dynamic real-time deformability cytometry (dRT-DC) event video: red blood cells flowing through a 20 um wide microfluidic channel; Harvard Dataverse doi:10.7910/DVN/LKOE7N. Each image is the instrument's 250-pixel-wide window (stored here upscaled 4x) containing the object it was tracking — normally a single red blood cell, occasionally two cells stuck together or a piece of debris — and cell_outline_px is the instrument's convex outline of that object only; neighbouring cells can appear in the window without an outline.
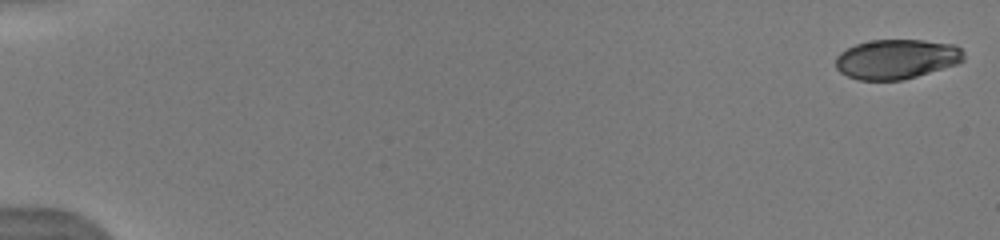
{"species": "human", "species_latin": "Homo sapiens", "temperature_condition": "warm", "stored_images_in_passage": 81, "camera_frame_rate_fps": 3000, "um_per_image_px": 0.085, "donor": {"sex": "male"}, "frame": {"image": 1, "passage_image": 1, "time_ms": 0.0, "image_size_px": [1000, 240], "cell_outline_px": [[964, 60], [956, 64], [904, 80], [860, 80], [848, 76], [840, 72], [836, 68], [836, 56], [840, 52], [856, 44], [872, 40], [924, 40], [952, 44], [960, 48], [964, 52]], "centroid_in_image_um": [76.2, 5.02], "position_along_channel_um": 8.8, "area_um2": 29.54}}
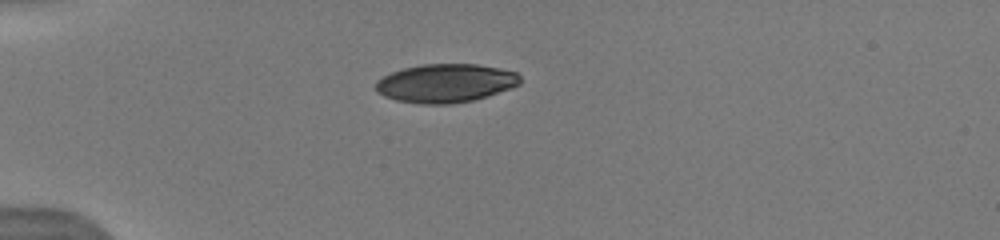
{"frame": {"image": 2, "passage_image": 29, "time_ms": 4.667, "image_size_px": [1000, 240], "cell_outline_px": [[520, 84], [512, 88], [488, 96], [472, 100], [448, 104], [420, 104], [396, 100], [384, 96], [376, 92], [376, 80], [392, 72], [404, 68], [420, 64], [476, 64], [500, 68], [516, 72], [520, 76]], "centroid_in_image_um": [37.88, 7.07], "position_along_channel_um": 47.1, "area_um2": 32.54}}
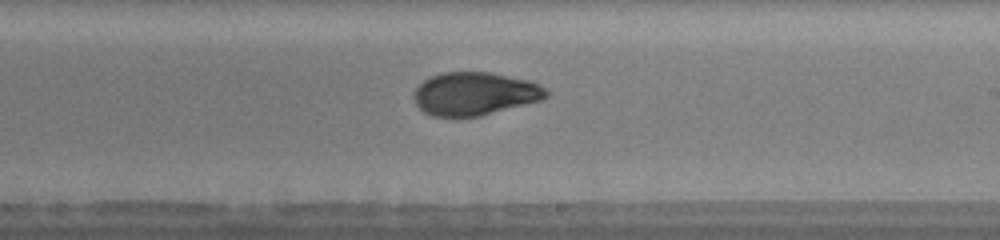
{"frame": {"image": 3, "passage_image": 68, "time_ms": 10.333, "image_size_px": [1000, 240], "cell_outline_px": [[548, 96], [540, 100], [480, 116], [432, 116], [424, 112], [416, 104], [412, 96], [416, 88], [424, 80], [440, 72], [488, 72], [528, 80], [540, 84], [548, 92]], "centroid_in_image_um": [40.33, 7.96], "position_along_channel_um": 248.7, "area_um2": 33.0}}